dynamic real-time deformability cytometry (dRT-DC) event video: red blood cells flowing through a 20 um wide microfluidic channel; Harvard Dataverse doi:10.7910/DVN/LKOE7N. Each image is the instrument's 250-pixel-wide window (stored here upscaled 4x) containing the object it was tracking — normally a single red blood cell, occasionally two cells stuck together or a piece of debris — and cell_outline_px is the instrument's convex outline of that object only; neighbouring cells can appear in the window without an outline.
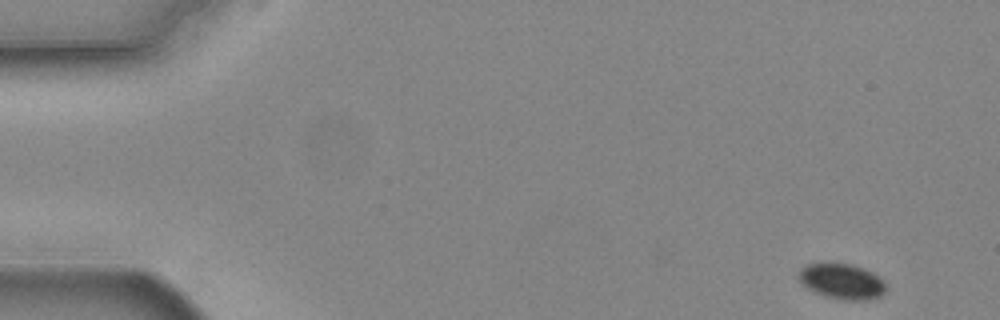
{"species": "common noctule bat (a hibernating species)", "species_latin": "Nyctalus noctula", "temperature_condition": "cold", "stored_images_in_passage": 44, "camera_frame_rate_fps": 3000, "um_per_image_px": 0.085, "animal": {"sex": "male", "body_mass_g": 19.2, "forearm_length_mm": 51.8}, "frame": {"image": 1, "passage_image": 1, "time_ms": 0.0, "image_size_px": [1000, 320], "cell_outline_px": [[884, 292], [880, 296], [868, 300], [844, 300], [828, 296], [816, 292], [808, 288], [800, 280], [800, 268], [804, 264], [820, 260], [828, 260], [852, 264], [864, 268], [872, 272], [884, 280]], "centroid_in_image_um": [71.53, 23.84], "position_along_channel_um": 13.5, "area_um2": 18.44}}
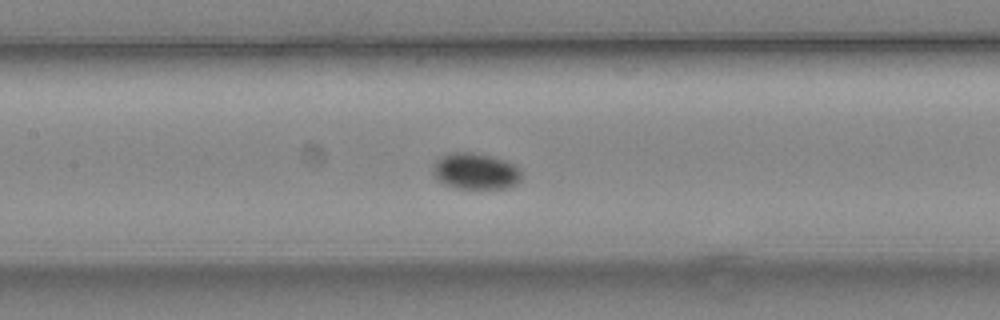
{"frame": {"image": 2, "passage_image": 23, "time_ms": 7.333, "image_size_px": [1000, 320], "cell_outline_px": [[520, 176], [512, 184], [492, 188], [468, 188], [448, 184], [440, 180], [436, 176], [432, 168], [432, 164], [440, 156], [448, 152], [472, 152], [492, 156], [516, 164], [520, 168]], "centroid_in_image_um": [40.38, 14.48], "position_along_channel_um": 167.0, "area_um2": 18.09}}
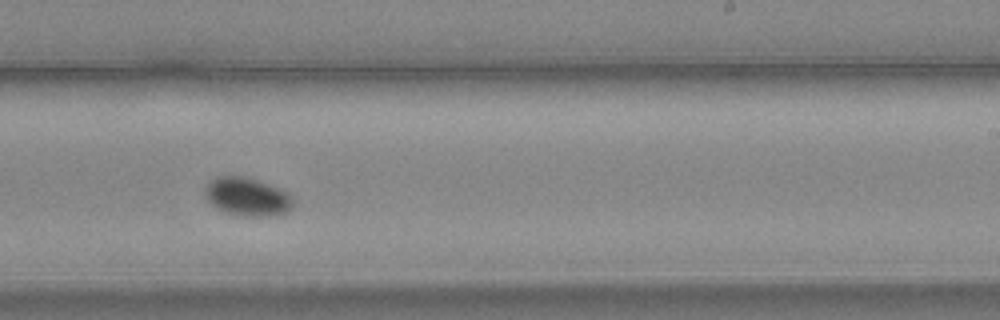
{"frame": {"image": 3, "passage_image": 31, "time_ms": 10.0, "image_size_px": [1000, 320], "cell_outline_px": [[292, 204], [284, 212], [228, 212], [212, 204], [208, 200], [204, 192], [208, 184], [216, 176], [244, 176], [268, 184], [292, 196]], "centroid_in_image_um": [20.93, 16.61], "position_along_channel_um": 268.1, "area_um2": 17.74}}